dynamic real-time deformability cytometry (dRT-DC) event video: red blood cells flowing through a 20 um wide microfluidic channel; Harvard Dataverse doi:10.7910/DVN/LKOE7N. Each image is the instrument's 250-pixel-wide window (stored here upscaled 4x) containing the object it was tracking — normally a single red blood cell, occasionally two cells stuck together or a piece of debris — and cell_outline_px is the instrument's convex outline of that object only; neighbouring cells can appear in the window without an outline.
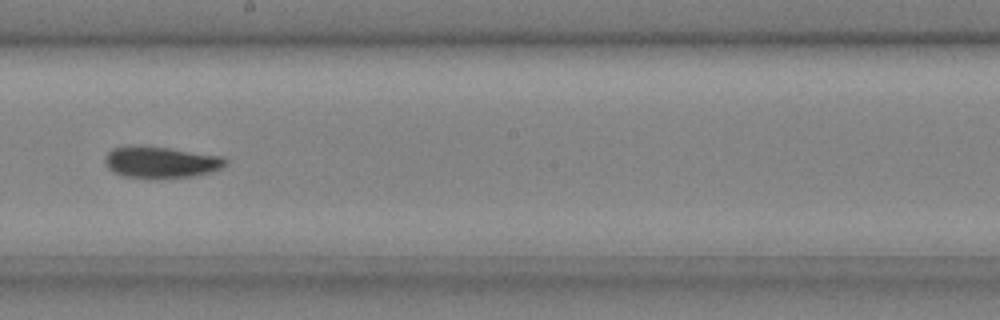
{"species": "common noctule bat (a hibernating species)", "species_latin": "Nyctalus noctula", "temperature_condition": "cold", "stored_images_in_passage": 35, "camera_frame_rate_fps": 3000, "um_per_image_px": 0.085, "animal": {"sex": "male", "body_mass_g": 20.4}, "frame": {"image": 1, "passage_image": 16, "time_ms": 5.0, "image_size_px": [1000, 320], "cell_outline_px": [[228, 164], [212, 172], [192, 176], [156, 180], [152, 180], [124, 176], [112, 172], [104, 164], [104, 156], [112, 148], [128, 144], [140, 144], [224, 156], [228, 160]], "centroid_in_image_um": [13.63, 13.79], "position_along_channel_um": 234.6, "area_um2": 23.12}, "authors_computed_cell_mechanics": {"area_um2": 21.386, "velocity_mm_per_s": 4.0406, "shape_relaxation_time_tau1_ms": 3.7237, "shape_relaxation_time_tau2_ms": 7.2184, "deformation_change_tau1": 0.1464, "deformation_change_tau2": 0.1282}}